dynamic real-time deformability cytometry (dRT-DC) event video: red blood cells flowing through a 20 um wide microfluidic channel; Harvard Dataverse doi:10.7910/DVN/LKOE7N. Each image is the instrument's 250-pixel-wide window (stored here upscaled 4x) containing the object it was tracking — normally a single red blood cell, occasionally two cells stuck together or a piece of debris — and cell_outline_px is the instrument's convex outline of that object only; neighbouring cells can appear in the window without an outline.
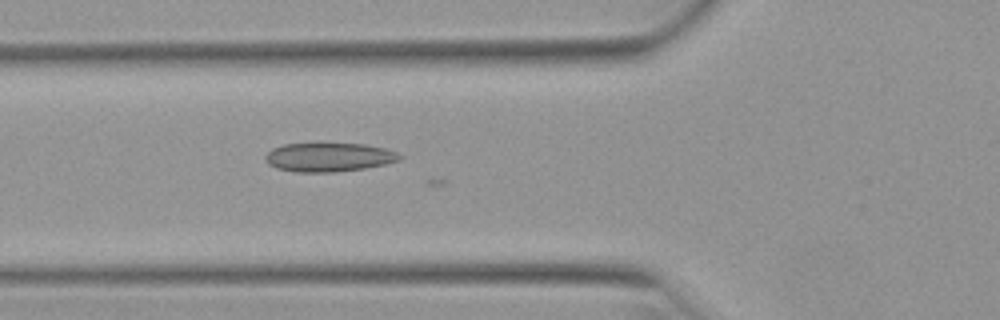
{"species": "Egyptian fruit bat (a non-hibernating species)", "species_latin": "Rousettus aegyptiacus", "temperature_condition": "warm", "stored_images_in_passage": 19, "camera_frame_rate_fps": 3000, "um_per_image_px": 0.085, "animal": {"sex": "female"}, "frame": {"image": 1, "passage_image": 15, "time_ms": 4.667, "image_size_px": [1000, 320], "cell_outline_px": [[400, 160], [384, 164], [364, 168], [332, 172], [296, 172], [276, 168], [268, 164], [264, 156], [272, 148], [284, 144], [364, 144], [384, 148], [396, 152], [400, 156]], "centroid_in_image_um": [27.91, 13.36], "position_along_channel_um": 97.9, "area_um2": 22.31}}